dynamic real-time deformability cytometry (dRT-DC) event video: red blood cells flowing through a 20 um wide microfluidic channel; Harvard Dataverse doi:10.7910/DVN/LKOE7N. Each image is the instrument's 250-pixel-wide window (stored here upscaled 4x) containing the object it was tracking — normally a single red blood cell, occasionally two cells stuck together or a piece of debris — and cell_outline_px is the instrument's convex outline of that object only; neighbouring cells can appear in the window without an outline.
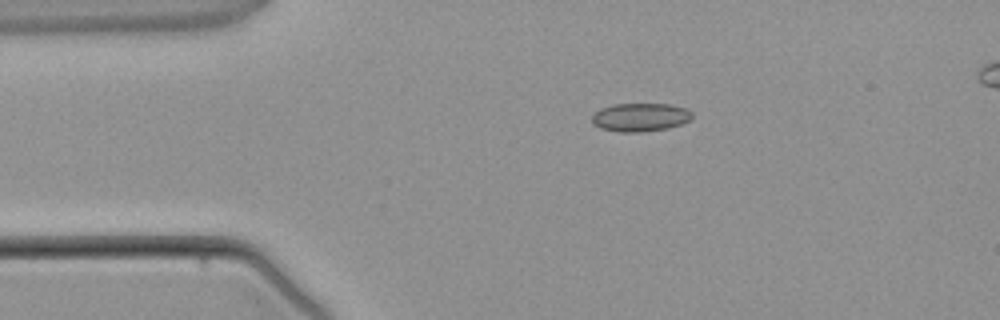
{"species": "common noctule bat (a hibernating species)", "species_latin": "Nyctalus noctula", "temperature_condition": "warm", "stored_images_in_passage": 3, "camera_frame_rate_fps": 3000, "um_per_image_px": 0.085, "animal": {"sex": "male", "body_mass_g": 21.5, "forearm_length_mm": 52.0}, "frame": {"image": 1, "passage_image": 3, "time_ms": 2.333, "image_size_px": [1000, 320], "cell_outline_px": [[692, 116], [688, 120], [680, 124], [668, 128], [640, 132], [620, 132], [600, 128], [592, 124], [592, 116], [600, 108], [612, 104], [668, 104], [688, 108], [692, 112]], "centroid_in_image_um": [54.4, 9.96], "position_along_channel_um": 30.6, "area_um2": 16.59}}